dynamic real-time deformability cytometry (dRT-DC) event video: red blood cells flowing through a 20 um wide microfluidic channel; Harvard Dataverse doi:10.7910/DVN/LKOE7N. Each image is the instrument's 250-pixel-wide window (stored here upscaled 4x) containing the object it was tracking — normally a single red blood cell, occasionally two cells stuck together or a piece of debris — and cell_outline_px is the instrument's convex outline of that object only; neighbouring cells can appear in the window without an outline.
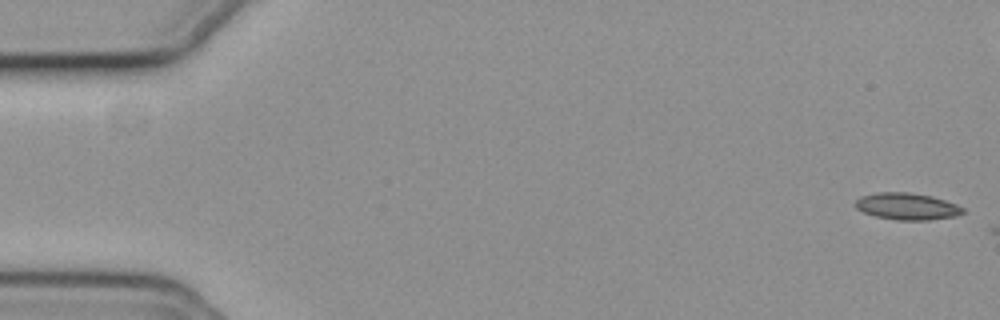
{"species": "common noctule bat (a hibernating species)", "species_latin": "Nyctalus noctula", "temperature_condition": "cold", "stored_images_in_passage": 2, "camera_frame_rate_fps": 3000, "um_per_image_px": 0.085, "animal": {"sex": "female", "body_mass_g": 19.3, "forearm_length_mm": 54.1}, "frame": {"image": 1, "passage_image": 1, "time_ms": 0.0, "image_size_px": [1000, 320], "cell_outline_px": [[964, 212], [956, 216], [928, 220], [896, 220], [876, 216], [864, 212], [856, 208], [852, 204], [860, 196], [876, 192], [908, 192], [932, 196], [956, 204], [964, 208]], "centroid_in_image_um": [77.06, 17.53], "position_along_channel_um": 7.9, "area_um2": 16.88}}